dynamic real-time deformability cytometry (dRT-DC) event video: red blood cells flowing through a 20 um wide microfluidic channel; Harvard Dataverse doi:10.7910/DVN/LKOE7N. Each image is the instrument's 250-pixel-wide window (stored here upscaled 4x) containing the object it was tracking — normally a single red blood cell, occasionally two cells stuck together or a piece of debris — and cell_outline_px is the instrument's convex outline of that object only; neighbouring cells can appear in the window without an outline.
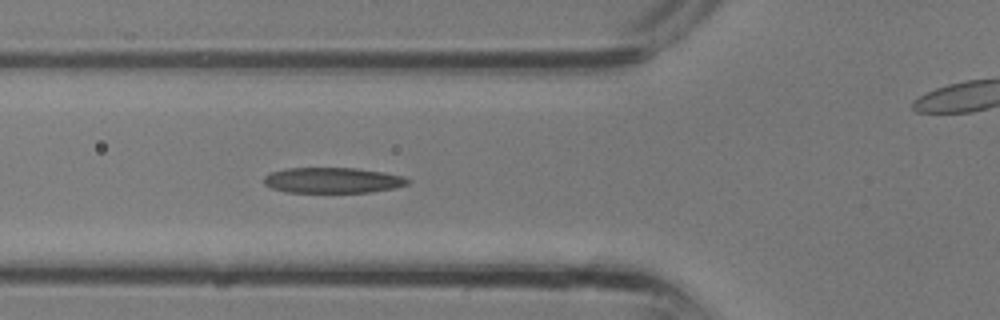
{"species": "common noctule bat (a hibernating species)", "species_latin": "Nyctalus noctula", "temperature_condition": "room temperature", "stored_images_in_passage": 15, "camera_frame_rate_fps": 3000, "um_per_image_px": 0.085, "animal": {"sex": "male", "body_mass_g": 13.3}, "frame": {"image": 1, "passage_image": 11, "time_ms": 3.333, "image_size_px": [1000, 320], "cell_outline_px": [[412, 180], [408, 184], [396, 188], [372, 192], [284, 192], [272, 188], [264, 184], [264, 176], [272, 172], [288, 168], [356, 168], [404, 176]], "centroid_in_image_um": [28.3, 15.33], "position_along_channel_um": 97.5, "area_um2": 21.44}}
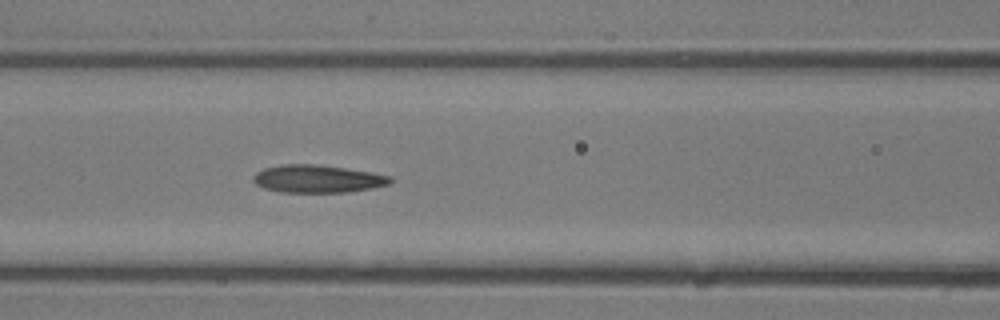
{"frame": {"image": 2, "passage_image": 13, "time_ms": 4.0, "image_size_px": [1000, 320], "cell_outline_px": [[392, 180], [388, 184], [372, 188], [344, 192], [280, 192], [264, 188], [256, 184], [252, 180], [252, 176], [256, 172], [264, 168], [284, 164], [316, 164], [372, 172], [392, 176]], "centroid_in_image_um": [26.96, 15.19], "position_along_channel_um": 139.6, "area_um2": 22.08}}
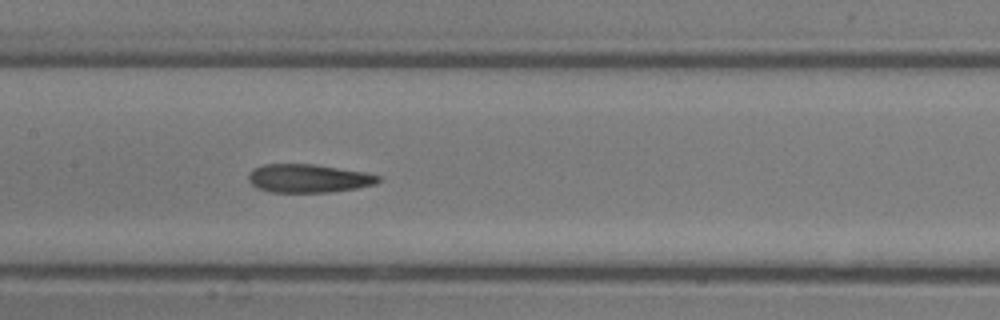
{"frame": {"image": 3, "passage_image": 15, "time_ms": 4.667, "image_size_px": [1000, 320], "cell_outline_px": [[380, 180], [376, 184], [356, 188], [328, 192], [272, 192], [256, 188], [248, 180], [248, 172], [252, 168], [264, 164], [316, 164], [364, 172], [380, 176]], "centroid_in_image_um": [26.18, 15.15], "position_along_channel_um": 181.2, "area_um2": 21.56}}